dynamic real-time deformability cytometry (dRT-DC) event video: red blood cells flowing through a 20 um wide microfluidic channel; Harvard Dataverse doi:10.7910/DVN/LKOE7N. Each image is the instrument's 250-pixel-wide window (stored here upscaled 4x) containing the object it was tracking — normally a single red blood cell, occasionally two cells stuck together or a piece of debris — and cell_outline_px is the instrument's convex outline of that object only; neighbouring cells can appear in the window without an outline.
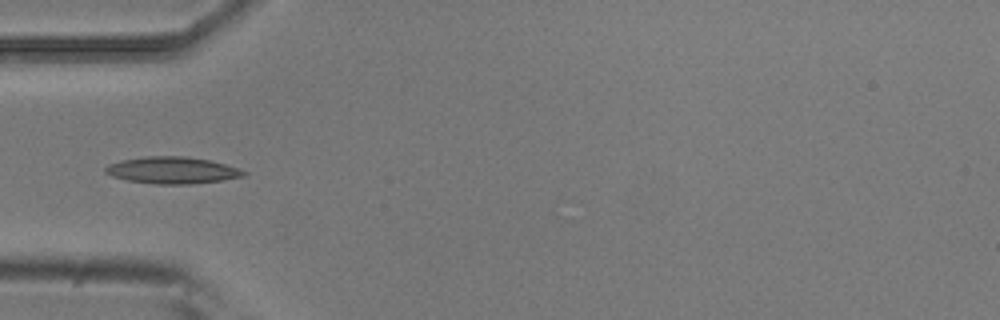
{"species": "common noctule bat (a hibernating species)", "species_latin": "Nyctalus noctula", "temperature_condition": "room temperature", "stored_images_in_passage": 4, "camera_frame_rate_fps": 3000, "um_per_image_px": 0.085, "animal": {"sex": "male", "body_mass_g": 20.5, "forearm_length_mm": 52.5}, "frame": {"image": 1, "passage_image": 4, "time_ms": 1.0, "image_size_px": [1000, 320], "cell_outline_px": [[248, 172], [244, 176], [224, 180], [192, 184], [156, 184], [128, 180], [112, 176], [104, 172], [104, 168], [108, 164], [120, 160], [144, 156], [188, 156], [208, 160], [224, 164]], "centroid_in_image_um": [14.61, 14.47], "position_along_channel_um": 70.4, "area_um2": 21.62}}